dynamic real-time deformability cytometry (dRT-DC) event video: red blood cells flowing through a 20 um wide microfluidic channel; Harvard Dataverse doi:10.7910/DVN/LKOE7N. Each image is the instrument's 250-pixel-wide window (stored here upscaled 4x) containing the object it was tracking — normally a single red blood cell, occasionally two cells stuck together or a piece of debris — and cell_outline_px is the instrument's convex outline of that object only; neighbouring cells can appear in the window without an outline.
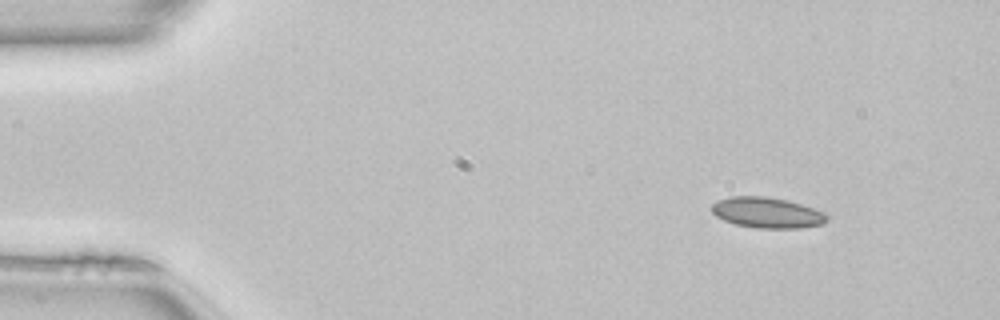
{"species": "common noctule bat (a hibernating species)", "species_latin": "Nyctalus noctula", "temperature_condition": "room temperature", "stored_images_in_passage": 45, "camera_frame_rate_fps": 3000, "um_per_image_px": 0.085, "animal": {"sex": "female", "body_mass_g": 22.7, "forearm_length_mm": 54.2}, "frame": {"image": 1, "passage_image": 1, "time_ms": 0.0, "image_size_px": [1000, 320], "cell_outline_px": [[828, 220], [824, 224], [800, 228], [756, 228], [736, 224], [724, 220], [716, 216], [708, 208], [716, 200], [728, 196], [764, 196], [788, 200], [824, 212], [828, 216]], "centroid_in_image_um": [65.17, 18.07], "position_along_channel_um": 19.8, "area_um2": 20.81}}
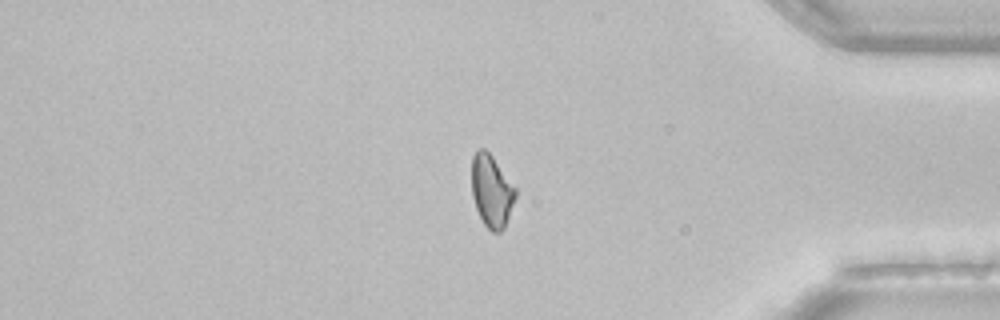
{"frame": {"image": 2, "passage_image": 37, "time_ms": 12.0, "image_size_px": [1000, 320], "cell_outline_px": [[516, 196], [504, 228], [500, 232], [492, 232], [484, 224], [476, 208], [472, 196], [472, 156], [476, 148], [484, 148], [492, 156], [516, 188]], "centroid_in_image_um": [41.77, 16.21], "position_along_channel_um": 393.4, "area_um2": 18.38}}
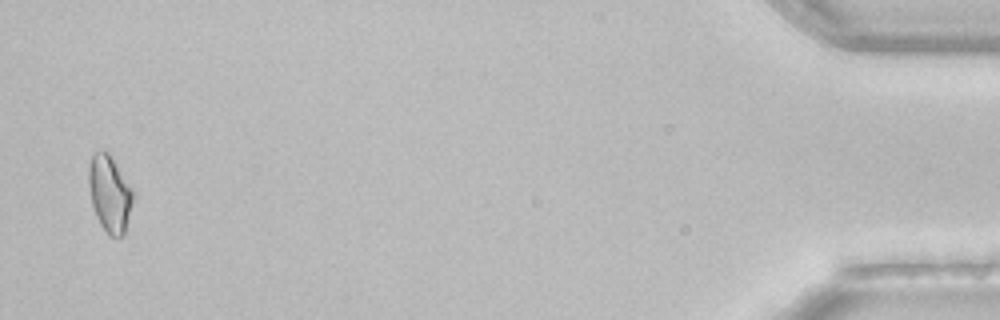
{"frame": {"image": 3, "passage_image": 44, "time_ms": 14.333, "image_size_px": [1000, 320], "cell_outline_px": [[132, 204], [124, 236], [108, 236], [100, 224], [96, 216], [92, 204], [88, 184], [88, 168], [92, 156], [100, 148], [104, 148], [112, 156], [132, 188]], "centroid_in_image_um": [9.31, 16.43], "position_along_channel_um": 425.9, "area_um2": 19.94}}